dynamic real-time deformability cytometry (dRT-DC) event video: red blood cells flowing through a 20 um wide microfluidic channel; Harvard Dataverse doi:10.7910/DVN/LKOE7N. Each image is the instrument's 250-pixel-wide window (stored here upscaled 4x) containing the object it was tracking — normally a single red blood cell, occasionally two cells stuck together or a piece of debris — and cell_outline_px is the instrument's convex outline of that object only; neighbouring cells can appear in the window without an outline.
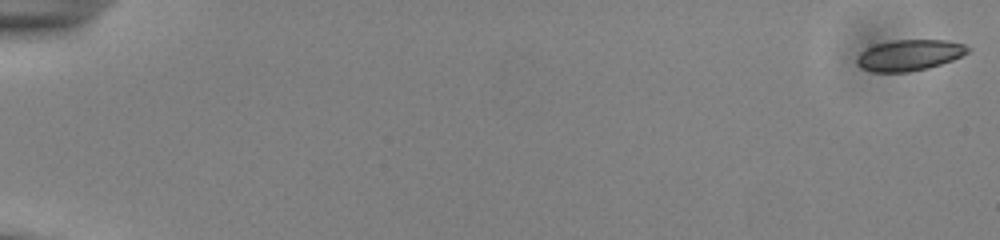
{"species": "common noctule bat (a hibernating species)", "species_latin": "Nyctalus noctula", "temperature_condition": "cold", "stored_images_in_passage": 55, "camera_frame_rate_fps": 3000, "um_per_image_px": 0.085, "animal": {"sex": "male", "body_mass_g": 13.0, "forearm_length_mm": 53.1}, "frame": {"image": 1, "passage_image": 1, "time_ms": 0.0, "image_size_px": [1000, 240], "cell_outline_px": [[972, 48], [968, 52], [952, 60], [928, 68], [908, 72], [872, 72], [856, 64], [856, 60], [868, 48], [876, 44], [896, 40], [948, 40], [964, 44]], "centroid_in_image_um": [77.35, 4.69], "position_along_channel_um": 7.7, "area_um2": 19.77}}
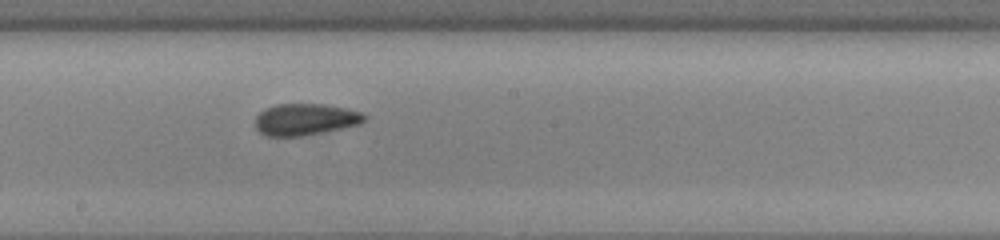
{"frame": {"image": 2, "passage_image": 32, "time_ms": 10.333, "image_size_px": [1000, 240], "cell_outline_px": [[368, 116], [360, 124], [300, 136], [268, 136], [260, 132], [256, 128], [256, 116], [264, 108], [276, 104], [324, 104], [344, 108], [360, 112]], "centroid_in_image_um": [25.92, 10.14], "position_along_channel_um": 222.3, "area_um2": 19.88}}
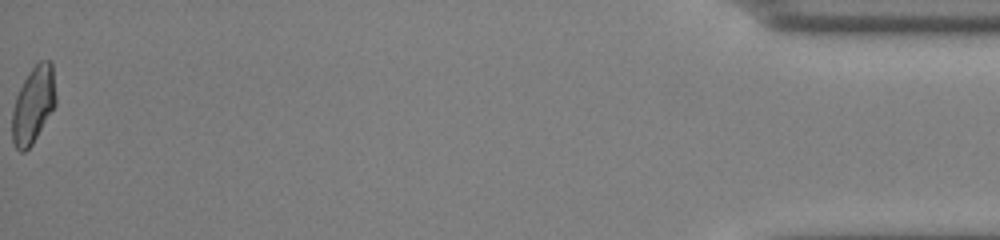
{"frame": {"image": 3, "passage_image": 55, "time_ms": 18.0, "image_size_px": [1000, 240], "cell_outline_px": [[56, 104], [32, 144], [24, 152], [20, 152], [16, 148], [12, 140], [12, 112], [16, 96], [28, 72], [40, 60], [52, 60], [56, 96]], "centroid_in_image_um": [2.83, 8.89], "position_along_channel_um": 432.4, "area_um2": 19.48}, "authors_computed_cell_mechanics": {"area_um2": 19.8832, "velocity_mm_per_s": 3.8988, "shape_relaxation_time_tau1_ms": 5.8075, "shape_relaxation_time_tau2_ms": 1.2751, "deformation_change_tau1": 0.1129, "deformation_change_tau2": 0.0605}}